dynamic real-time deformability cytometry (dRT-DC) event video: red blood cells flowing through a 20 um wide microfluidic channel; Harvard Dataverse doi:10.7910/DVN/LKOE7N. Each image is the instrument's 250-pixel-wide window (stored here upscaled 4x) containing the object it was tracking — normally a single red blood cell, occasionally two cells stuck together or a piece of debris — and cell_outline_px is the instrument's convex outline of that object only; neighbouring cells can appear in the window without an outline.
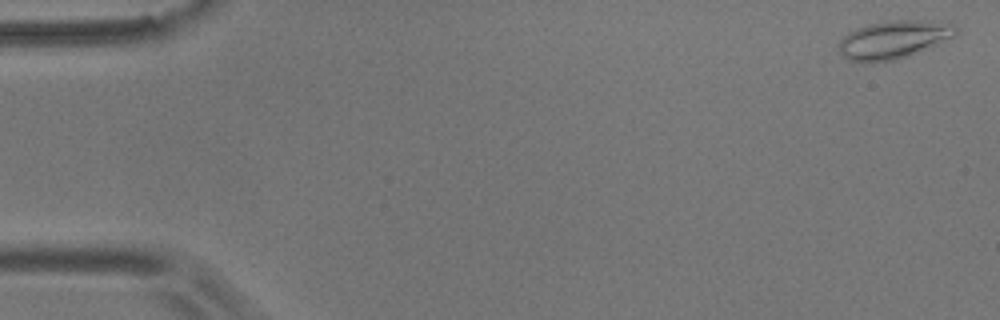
{"species": "common noctule bat (a hibernating species)", "species_latin": "Nyctalus noctula", "temperature_condition": "room temperature", "stored_images_in_passage": 56, "camera_frame_rate_fps": 3000, "um_per_image_px": 0.085, "animal": {"sex": "male", "body_mass_g": 17.9}, "frame": {"image": 1, "passage_image": 2, "time_ms": 0.333, "image_size_px": [1000, 320], "cell_outline_px": [[956, 36], [908, 56], [896, 60], [848, 60], [840, 56], [840, 40], [848, 32], [856, 28], [868, 24], [892, 20], [928, 20], [956, 24]], "centroid_in_image_um": [75.99, 3.33], "position_along_channel_um": 9.0, "area_um2": 25.61}}
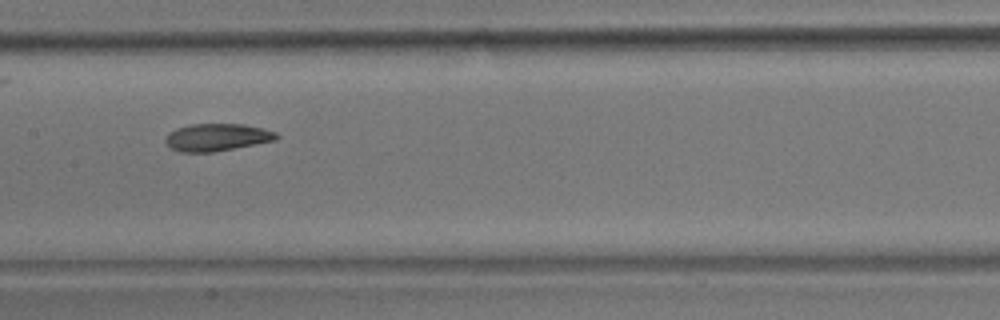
{"frame": {"image": 2, "passage_image": 28, "time_ms": 9.0, "image_size_px": [1000, 320], "cell_outline_px": [[280, 136], [276, 140], [256, 144], [212, 152], [180, 152], [172, 148], [164, 140], [168, 132], [176, 128], [192, 124], [244, 124], [264, 128], [276, 132]], "centroid_in_image_um": [18.46, 11.66], "position_along_channel_um": 188.9, "area_um2": 17.74}}
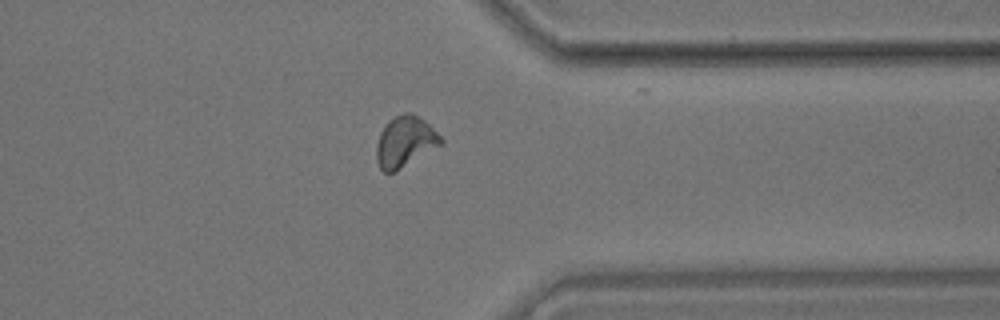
{"frame": {"image": 3, "passage_image": 44, "time_ms": 14.333, "image_size_px": [1000, 320], "cell_outline_px": [[444, 144], [396, 172], [384, 172], [380, 168], [376, 160], [376, 144], [380, 132], [388, 120], [404, 112], [408, 112], [424, 120], [444, 140]], "centroid_in_image_um": [34.43, 12.07], "position_along_channel_um": 377.0, "area_um2": 19.25}, "authors_computed_cell_mechanics": {"area_um2": 18.2937, "velocity_mm_per_s": 3.6237, "shape_relaxation_time_tau1_ms": 6.2562, "shape_relaxation_time_tau2_ms": 2.7793, "deformation_change_tau1": 0.1589, "deformation_change_tau2": 0.0832}}